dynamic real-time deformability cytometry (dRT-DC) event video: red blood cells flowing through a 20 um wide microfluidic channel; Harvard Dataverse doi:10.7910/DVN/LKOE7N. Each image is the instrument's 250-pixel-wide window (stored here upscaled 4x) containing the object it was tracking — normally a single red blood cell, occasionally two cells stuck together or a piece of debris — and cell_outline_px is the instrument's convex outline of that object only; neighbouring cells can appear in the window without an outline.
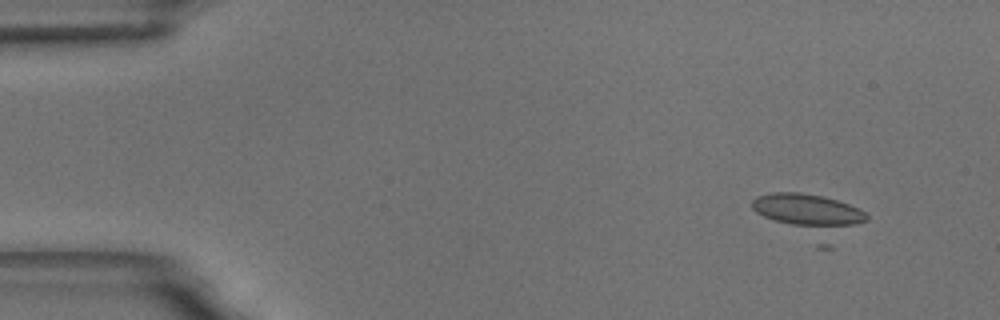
{"species": "common noctule bat (a hibernating species)", "species_latin": "Nyctalus noctula", "temperature_condition": "room temperature", "stored_images_in_passage": 4, "camera_frame_rate_fps": 3000, "um_per_image_px": 0.085, "animal": {"sex": "male", "body_mass_g": 18.8}, "frame": {"image": 1, "passage_image": 1, "time_ms": 0.0, "image_size_px": [1000, 320], "cell_outline_px": [[868, 220], [856, 224], [828, 228], [816, 228], [792, 224], [776, 220], [764, 216], [756, 212], [752, 208], [752, 200], [756, 196], [772, 192], [800, 192], [824, 196], [848, 204], [864, 212], [868, 216]], "centroid_in_image_um": [68.62, 17.84], "position_along_channel_um": 16.4, "area_um2": 21.39}}
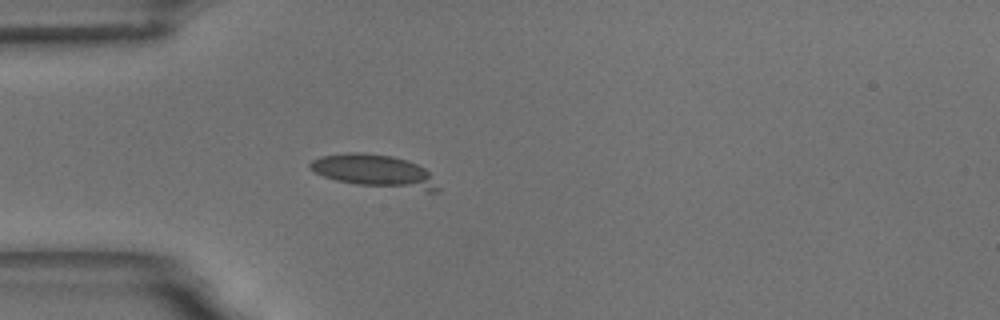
{"frame": {"image": 2, "passage_image": 4, "time_ms": 3.667, "image_size_px": [1000, 320], "cell_outline_px": [[440, 192], [428, 192], [356, 184], [336, 180], [324, 176], [316, 172], [308, 164], [312, 160], [320, 156], [344, 152], [364, 152], [392, 156], [416, 164], [424, 168], [428, 172], [440, 188]], "centroid_in_image_um": [31.86, 14.55], "position_along_channel_um": 53.1, "area_um2": 24.45}}